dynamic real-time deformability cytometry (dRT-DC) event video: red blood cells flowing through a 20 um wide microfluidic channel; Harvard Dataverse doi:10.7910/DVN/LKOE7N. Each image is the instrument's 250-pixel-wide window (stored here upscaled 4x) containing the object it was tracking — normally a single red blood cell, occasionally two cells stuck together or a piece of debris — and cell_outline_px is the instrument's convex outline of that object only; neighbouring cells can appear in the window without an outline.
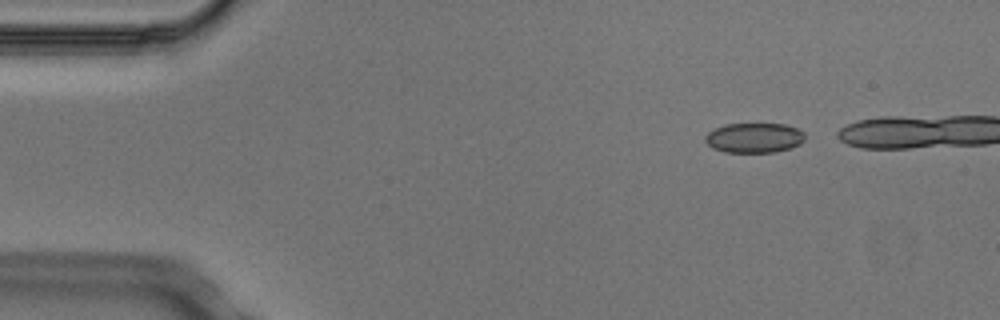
{"species": "Egyptian fruit bat (a non-hibernating species)", "species_latin": "Rousettus aegyptiacus", "temperature_condition": "cold", "stored_images_in_passage": 5, "camera_frame_rate_fps": 3000, "um_per_image_px": 0.085, "animal": {"sex": "male"}, "frame": {"image": 1, "passage_image": 1, "time_ms": 0.0, "image_size_px": [1000, 320], "cell_outline_px": [[804, 140], [800, 144], [776, 152], [724, 152], [712, 148], [704, 140], [704, 136], [708, 132], [724, 124], [784, 124], [796, 128], [804, 132]], "centroid_in_image_um": [64.08, 11.71], "position_along_channel_um": 20.9, "area_um2": 17.34}}
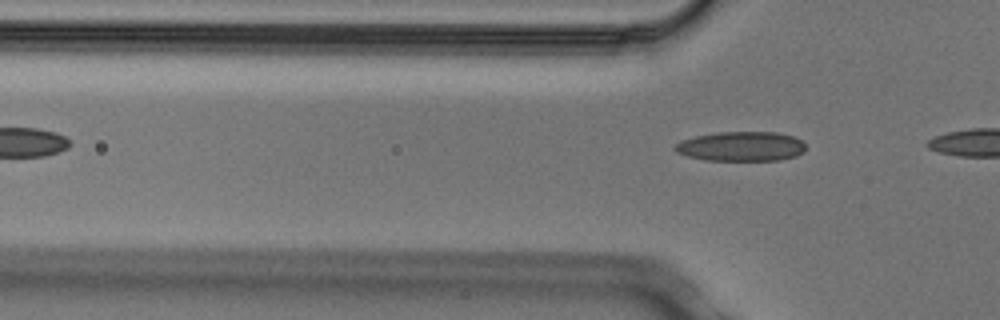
{"frame": {"image": 2, "passage_image": 5, "time_ms": 1.333, "image_size_px": [1000, 320], "cell_outline_px": [[804, 152], [796, 156], [780, 160], [704, 160], [688, 156], [676, 152], [672, 148], [680, 140], [696, 136], [716, 132], [776, 132], [792, 136], [800, 140], [804, 144]], "centroid_in_image_um": [62.97, 12.44], "position_along_channel_um": 62.8, "area_um2": 22.54}}